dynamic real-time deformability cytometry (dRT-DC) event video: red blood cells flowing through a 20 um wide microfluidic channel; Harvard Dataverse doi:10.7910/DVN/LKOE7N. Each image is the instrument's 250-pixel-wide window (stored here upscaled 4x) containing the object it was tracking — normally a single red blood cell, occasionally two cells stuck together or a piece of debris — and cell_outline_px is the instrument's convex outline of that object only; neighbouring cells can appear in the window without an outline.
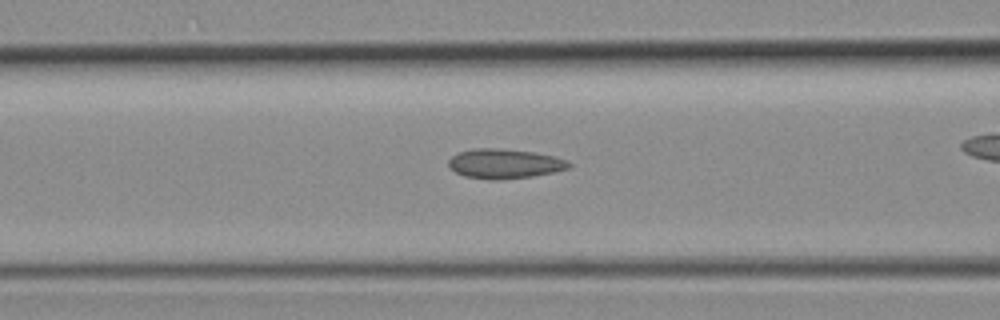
{"species": "common noctule bat (a hibernating species)", "species_latin": "Nyctalus noctula", "temperature_condition": "room temperature", "stored_images_in_passage": 24, "camera_frame_rate_fps": 3000, "um_per_image_px": 0.085, "animal": {"sex": "female", "body_mass_g": 19.3, "forearm_length_mm": 54.1}, "frame": {"image": 1, "passage_image": 6, "time_ms": 1.667, "image_size_px": [1000, 320], "cell_outline_px": [[572, 164], [568, 168], [552, 172], [532, 176], [500, 180], [488, 180], [464, 176], [456, 172], [448, 164], [448, 160], [452, 156], [460, 152], [476, 148], [496, 148], [532, 152], [556, 156], [568, 160]], "centroid_in_image_um": [42.9, 13.92], "position_along_channel_um": 123.7, "area_um2": 20.69}}
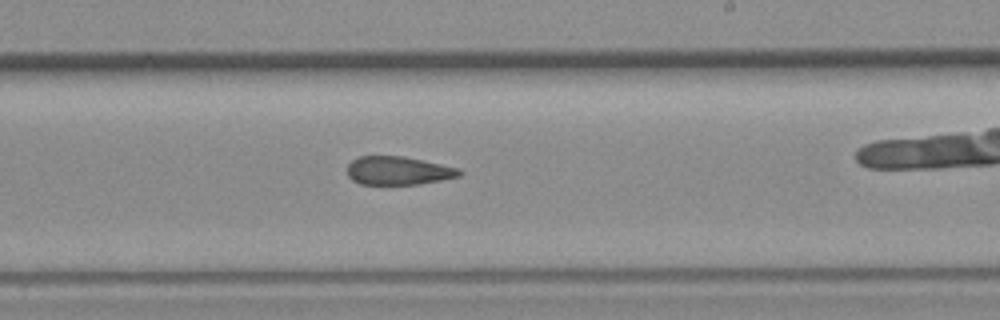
{"frame": {"image": 2, "passage_image": 14, "time_ms": 4.333, "image_size_px": [1000, 320], "cell_outline_px": [[464, 172], [460, 176], [420, 184], [360, 184], [352, 180], [348, 176], [348, 164], [352, 160], [360, 156], [400, 156], [424, 160], [460, 168]], "centroid_in_image_um": [33.87, 14.5], "position_along_channel_um": 255.1, "area_um2": 18.61}}
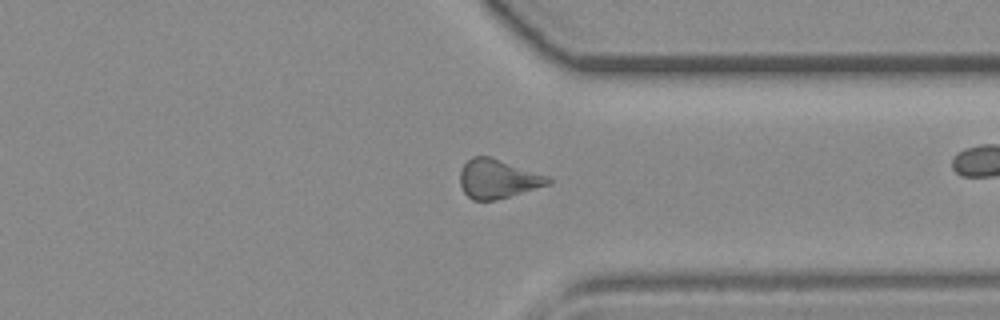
{"frame": {"image": 3, "passage_image": 21, "time_ms": 6.667, "image_size_px": [1000, 320], "cell_outline_px": [[552, 180], [548, 184], [508, 196], [492, 200], [472, 200], [464, 192], [460, 184], [460, 168], [472, 156], [488, 156], [548, 176]], "centroid_in_image_um": [42.25, 15.19], "position_along_channel_um": 369.1, "area_um2": 19.54}}